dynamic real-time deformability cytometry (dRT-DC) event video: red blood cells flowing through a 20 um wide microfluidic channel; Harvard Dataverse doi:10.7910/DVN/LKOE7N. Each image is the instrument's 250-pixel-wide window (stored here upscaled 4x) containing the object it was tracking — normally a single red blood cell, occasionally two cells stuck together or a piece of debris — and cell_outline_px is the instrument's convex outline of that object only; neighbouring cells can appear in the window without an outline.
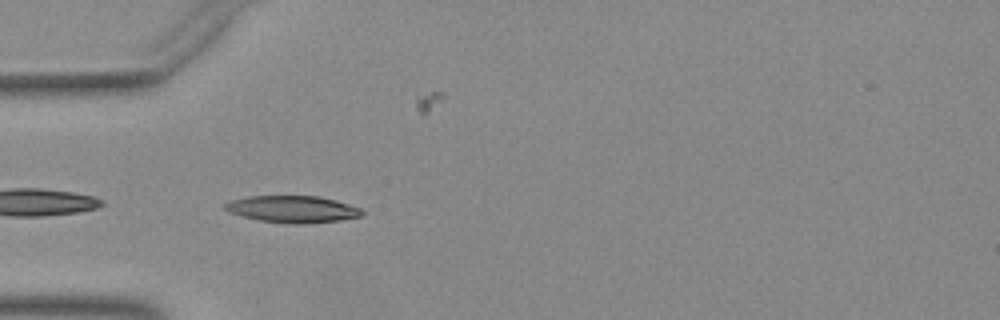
{"species": "Egyptian fruit bat (a non-hibernating species)", "species_latin": "Rousettus aegyptiacus", "temperature_condition": "warm", "stored_images_in_passage": 37, "camera_frame_rate_fps": 3000, "um_per_image_px": 0.085, "animal": {"sex": "female"}, "frame": {"image": 1, "passage_image": 1, "time_ms": 0.0, "image_size_px": [1000, 320], "cell_outline_px": [[364, 212], [360, 216], [340, 220], [304, 224], [292, 224], [260, 220], [228, 212], [224, 208], [224, 204], [232, 200], [248, 196], [320, 196], [336, 200], [360, 208]], "centroid_in_image_um": [24.88, 17.77], "position_along_channel_um": 60.1, "area_um2": 21.33}}
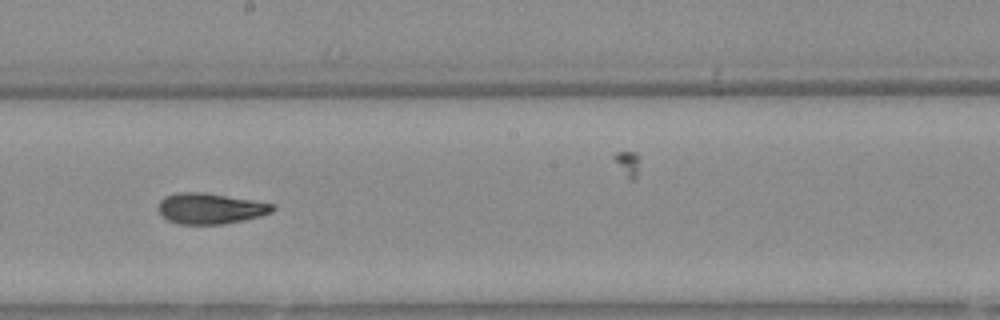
{"frame": {"image": 2, "passage_image": 14, "time_ms": 4.333, "image_size_px": [1000, 320], "cell_outline_px": [[276, 208], [272, 212], [260, 216], [224, 224], [180, 224], [168, 220], [160, 216], [156, 208], [160, 200], [164, 196], [176, 192], [204, 192], [276, 204]], "centroid_in_image_um": [17.83, 17.71], "position_along_channel_um": 230.4, "area_um2": 20.75}}
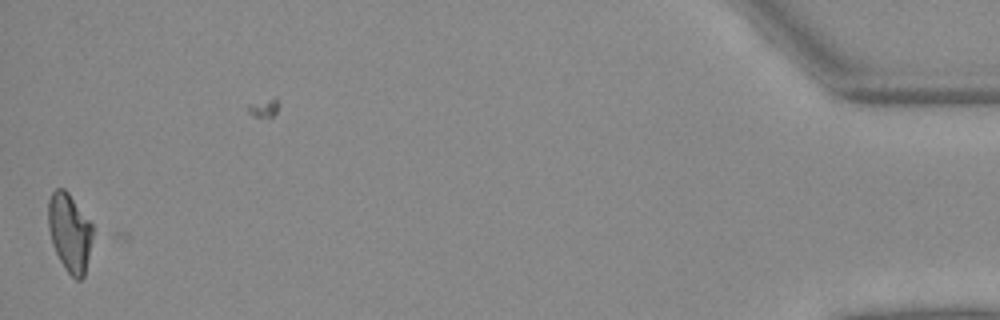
{"frame": {"image": 3, "passage_image": 36, "time_ms": 11.667, "image_size_px": [1000, 320], "cell_outline_px": [[92, 236], [84, 276], [80, 280], [76, 280], [64, 268], [52, 244], [48, 228], [48, 200], [52, 192], [56, 188], [64, 188], [68, 192], [92, 224]], "centroid_in_image_um": [5.89, 19.74], "position_along_channel_um": 429.3, "area_um2": 20.11}}